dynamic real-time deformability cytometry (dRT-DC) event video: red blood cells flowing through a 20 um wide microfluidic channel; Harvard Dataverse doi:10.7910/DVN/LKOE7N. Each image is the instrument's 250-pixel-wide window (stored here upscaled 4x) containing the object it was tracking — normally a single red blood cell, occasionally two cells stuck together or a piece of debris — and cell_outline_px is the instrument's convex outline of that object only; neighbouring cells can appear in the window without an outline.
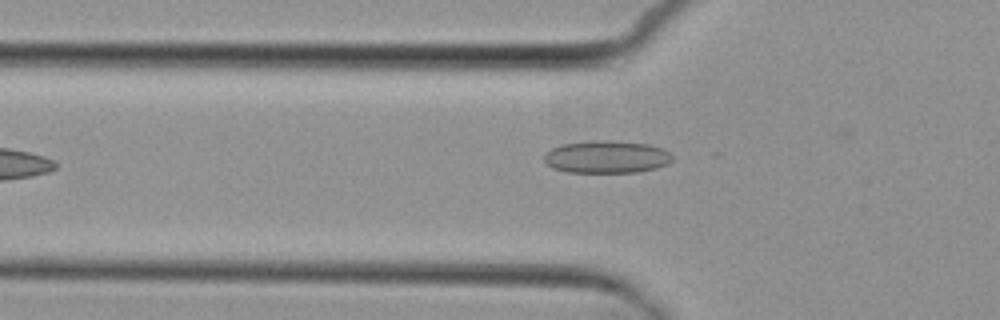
{"species": "common noctule bat (a hibernating species)", "species_latin": "Nyctalus noctula", "temperature_condition": "cold", "stored_images_in_passage": 5, "camera_frame_rate_fps": 3000, "um_per_image_px": 0.085, "animal": {"sex": "female", "body_mass_g": 29.2, "forearm_length_mm": 56.3}, "frame": {"image": 1, "passage_image": 5, "time_ms": 6.0, "image_size_px": [1000, 320], "cell_outline_px": [[672, 160], [668, 164], [656, 168], [636, 172], [568, 172], [552, 168], [544, 160], [544, 156], [552, 148], [560, 144], [596, 140], [612, 140], [648, 144], [660, 148], [668, 152], [672, 156]], "centroid_in_image_um": [51.55, 13.33], "position_along_channel_um": 74.2, "area_um2": 24.22}}